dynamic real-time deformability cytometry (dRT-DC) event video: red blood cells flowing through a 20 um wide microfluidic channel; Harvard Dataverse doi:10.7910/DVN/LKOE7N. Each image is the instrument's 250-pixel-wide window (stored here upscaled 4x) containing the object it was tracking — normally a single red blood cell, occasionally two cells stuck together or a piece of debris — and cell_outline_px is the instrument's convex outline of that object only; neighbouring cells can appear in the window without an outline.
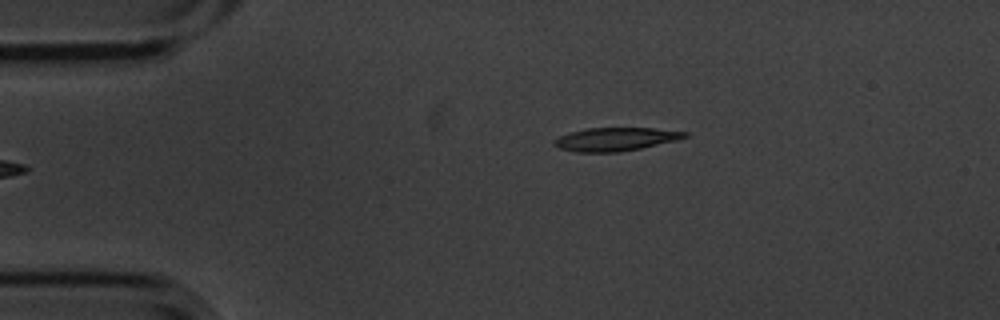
{"species": "common noctule bat (a hibernating species)", "species_latin": "Nyctalus noctula", "temperature_condition": "cold", "stored_images_in_passage": 4, "camera_frame_rate_fps": 3000, "um_per_image_px": 0.085, "animal": {"sex": "male", "body_mass_g": 20.1, "forearm_length_mm": 53.5}, "frame": {"image": 1, "passage_image": 4, "time_ms": 1.0, "image_size_px": [1000, 320], "cell_outline_px": [[688, 136], [676, 140], [640, 148], [620, 152], [576, 152], [560, 148], [552, 144], [552, 140], [560, 136], [572, 132], [588, 128], [652, 128], [688, 132]], "centroid_in_image_um": [52.3, 11.83], "position_along_channel_um": 32.7, "area_um2": 17.57}}